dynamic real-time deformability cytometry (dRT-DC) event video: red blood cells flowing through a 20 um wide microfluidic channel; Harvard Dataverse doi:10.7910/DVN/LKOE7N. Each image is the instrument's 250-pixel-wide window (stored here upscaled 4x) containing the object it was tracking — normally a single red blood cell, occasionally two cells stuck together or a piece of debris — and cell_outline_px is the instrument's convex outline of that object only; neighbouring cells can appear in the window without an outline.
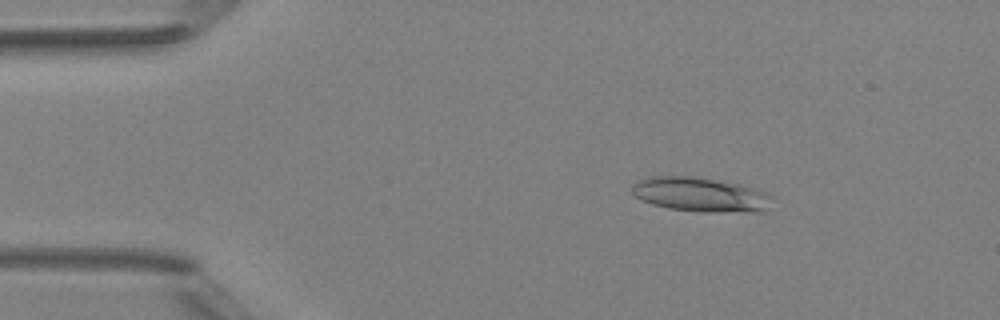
{"species": "Egyptian fruit bat (a non-hibernating species)", "species_latin": "Rousettus aegyptiacus", "temperature_condition": "room temperature", "stored_images_in_passage": 3, "camera_frame_rate_fps": 3000, "um_per_image_px": 0.085, "animal": {"sex": "female"}, "frame": {"image": 1, "passage_image": 2, "time_ms": 1.0, "image_size_px": [1000, 320], "cell_outline_px": [[776, 196], [760, 212], [704, 212], [668, 208], [652, 204], [636, 196], [632, 192], [632, 184], [636, 180], [652, 176], [696, 176], [740, 184]], "centroid_in_image_um": [59.53, 16.53], "position_along_channel_um": 25.5, "area_um2": 28.09}}